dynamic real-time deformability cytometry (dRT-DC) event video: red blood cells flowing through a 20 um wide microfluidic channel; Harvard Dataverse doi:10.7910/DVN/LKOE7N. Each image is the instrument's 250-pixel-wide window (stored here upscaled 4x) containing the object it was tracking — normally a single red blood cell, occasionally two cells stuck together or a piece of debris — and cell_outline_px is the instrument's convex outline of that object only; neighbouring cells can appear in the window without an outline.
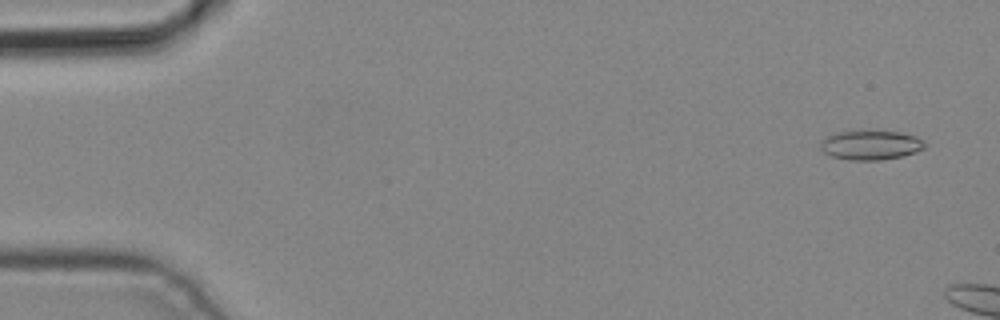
{"species": "common noctule bat (a hibernating species)", "species_latin": "Nyctalus noctula", "temperature_condition": "cold", "stored_images_in_passage": 5, "camera_frame_rate_fps": 3000, "um_per_image_px": 0.085, "animal": {"sex": "male", "body_mass_g": 19.2, "forearm_length_mm": 51.8}, "frame": {"image": 1, "passage_image": 1, "time_ms": 0.0, "image_size_px": [1000, 320], "cell_outline_px": [[928, 144], [924, 148], [916, 152], [904, 156], [880, 160], [848, 160], [832, 156], [824, 152], [820, 148], [820, 144], [828, 136], [836, 132], [900, 132], [916, 136], [924, 140]], "centroid_in_image_um": [74.07, 12.35], "position_along_channel_um": 10.9, "area_um2": 17.69}}